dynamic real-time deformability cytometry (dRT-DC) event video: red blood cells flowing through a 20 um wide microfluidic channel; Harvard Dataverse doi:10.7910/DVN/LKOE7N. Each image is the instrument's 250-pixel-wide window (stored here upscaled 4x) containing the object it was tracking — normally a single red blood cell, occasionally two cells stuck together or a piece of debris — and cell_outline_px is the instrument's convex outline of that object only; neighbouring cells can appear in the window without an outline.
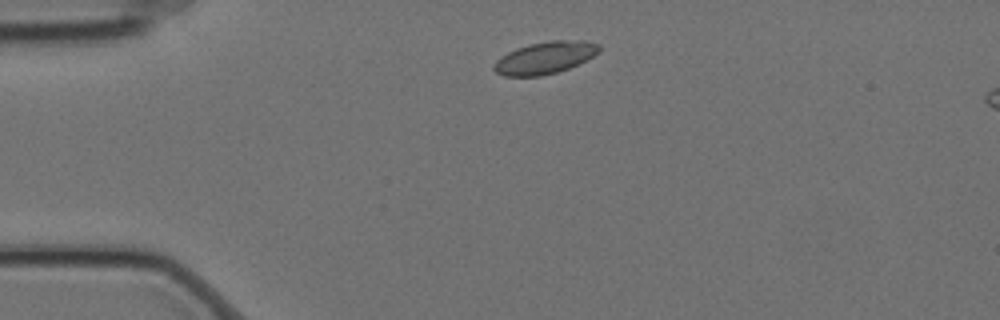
{"species": "Egyptian fruit bat (a non-hibernating species)", "species_latin": "Rousettus aegyptiacus", "temperature_condition": "cold", "stored_images_in_passage": 2, "camera_frame_rate_fps": 3000, "um_per_image_px": 0.085, "animal": {"sex": "female"}, "frame": {"image": 1, "passage_image": 1, "time_ms": 0.0, "image_size_px": [1000, 320], "cell_outline_px": [[600, 52], [568, 68], [556, 72], [540, 76], [504, 76], [496, 72], [492, 68], [492, 64], [500, 56], [516, 48], [528, 44], [552, 40], [588, 40], [600, 44]], "centroid_in_image_um": [46.3, 4.89], "position_along_channel_um": 38.7, "area_um2": 19.77}}